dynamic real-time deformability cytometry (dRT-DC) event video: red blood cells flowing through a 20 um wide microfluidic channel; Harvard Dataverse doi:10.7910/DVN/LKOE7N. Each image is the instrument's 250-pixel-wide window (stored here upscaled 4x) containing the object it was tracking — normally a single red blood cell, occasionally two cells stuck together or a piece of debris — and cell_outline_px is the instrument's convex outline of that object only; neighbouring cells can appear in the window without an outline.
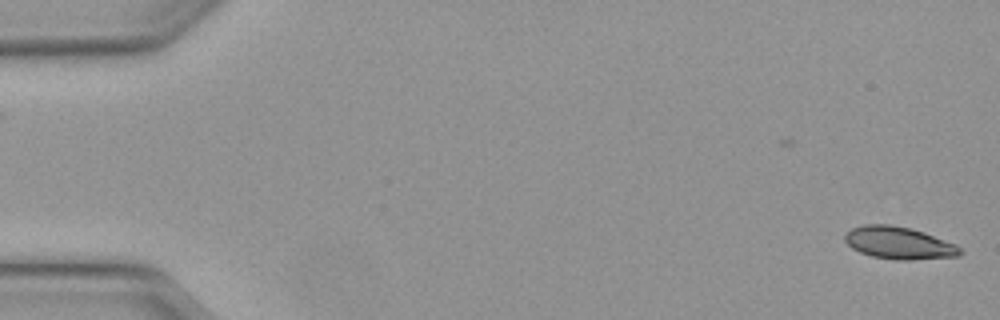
{"species": "Egyptian fruit bat (a non-hibernating species)", "species_latin": "Rousettus aegyptiacus", "temperature_condition": "warm", "stored_images_in_passage": 2, "camera_frame_rate_fps": 3000, "um_per_image_px": 0.085, "animal": {"sex": "female"}, "frame": {"image": 1, "passage_image": 2, "time_ms": 0.333, "image_size_px": [1000, 320], "cell_outline_px": [[964, 252], [960, 256], [912, 260], [896, 260], [872, 256], [860, 252], [852, 248], [844, 240], [844, 236], [852, 228], [864, 224], [888, 224], [908, 228], [924, 232], [956, 244]], "centroid_in_image_um": [76.43, 20.66], "position_along_channel_um": 8.6, "area_um2": 21.73}}